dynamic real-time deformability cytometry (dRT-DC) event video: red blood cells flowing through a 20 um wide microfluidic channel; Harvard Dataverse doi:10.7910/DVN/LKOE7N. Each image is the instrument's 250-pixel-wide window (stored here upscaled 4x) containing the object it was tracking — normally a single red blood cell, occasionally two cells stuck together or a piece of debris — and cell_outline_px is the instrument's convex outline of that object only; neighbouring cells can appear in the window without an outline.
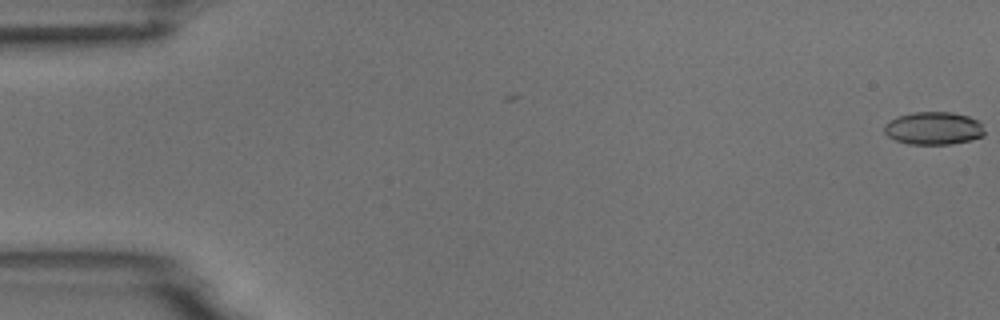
{"species": "common noctule bat (a hibernating species)", "species_latin": "Nyctalus noctula", "temperature_condition": "room temperature", "stored_images_in_passage": 55, "camera_frame_rate_fps": 3000, "um_per_image_px": 0.085, "animal": {"sex": "male", "body_mass_g": 18.8}, "frame": {"image": 1, "passage_image": 1, "time_ms": 0.0, "image_size_px": [1000, 320], "cell_outline_px": [[984, 136], [972, 140], [952, 144], [908, 144], [896, 140], [888, 136], [884, 132], [884, 124], [900, 116], [912, 112], [952, 112], [968, 116], [980, 120], [984, 128]], "centroid_in_image_um": [79.4, 10.91], "position_along_channel_um": 5.6, "area_um2": 19.31}}
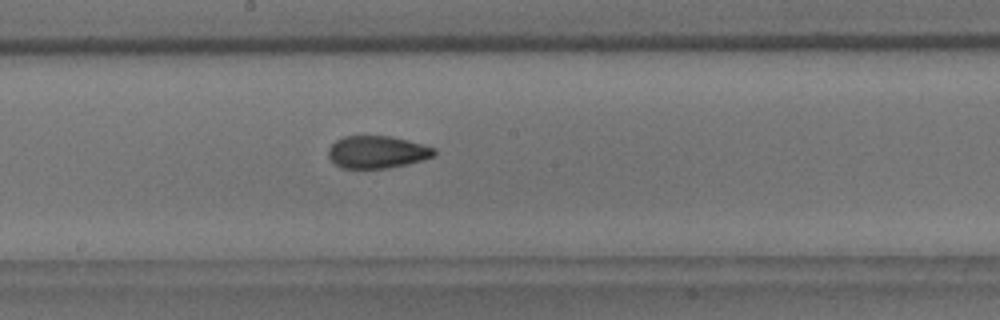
{"frame": {"image": 2, "passage_image": 30, "time_ms": 9.667, "image_size_px": [1000, 320], "cell_outline_px": [[436, 152], [432, 156], [408, 164], [388, 168], [340, 168], [328, 156], [328, 148], [336, 140], [344, 136], [392, 136], [408, 140], [436, 148]], "centroid_in_image_um": [32.04, 12.92], "position_along_channel_um": 216.2, "area_um2": 19.94}}
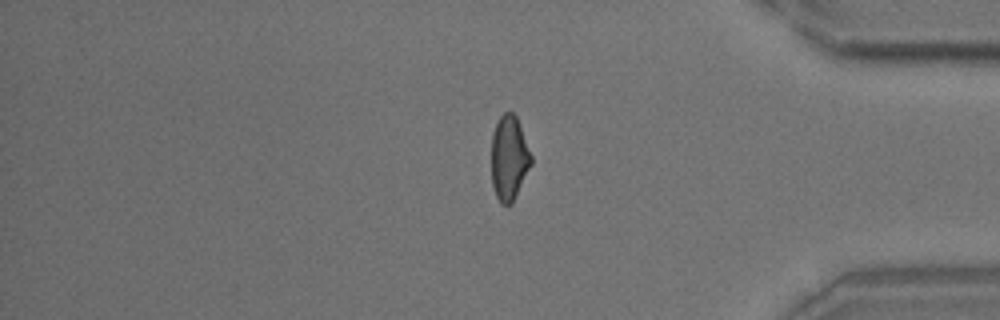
{"frame": {"image": 3, "passage_image": 46, "time_ms": 15.0, "image_size_px": [1000, 320], "cell_outline_px": [[532, 164], [512, 204], [500, 204], [496, 196], [492, 184], [492, 132], [500, 116], [504, 112], [512, 112], [516, 116], [520, 124], [532, 156]], "centroid_in_image_um": [43.28, 13.43], "position_along_channel_um": 391.9, "area_um2": 19.71}, "authors_computed_cell_mechanics": {"area_um2": 20.2878, "velocity_mm_per_s": 3.7382, "shape_relaxation_time_tau1_ms": 5.4513, "shape_relaxation_time_tau2_ms": 2.2888, "deformation_change_tau1": 0.1408, "deformation_change_tau2": 0.0927}}